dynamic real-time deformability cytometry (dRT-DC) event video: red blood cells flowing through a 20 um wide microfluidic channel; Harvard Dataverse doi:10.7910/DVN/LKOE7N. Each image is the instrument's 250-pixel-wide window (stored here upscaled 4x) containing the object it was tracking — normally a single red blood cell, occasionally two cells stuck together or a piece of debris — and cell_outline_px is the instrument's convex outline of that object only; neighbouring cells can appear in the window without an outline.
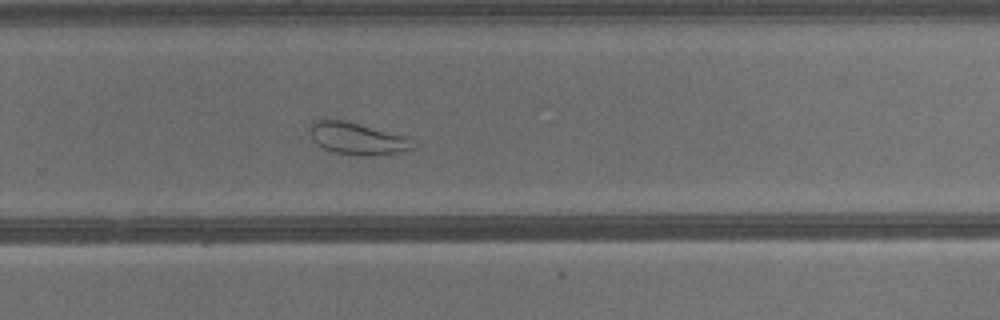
{"species": "common noctule bat (a hibernating species)", "species_latin": "Nyctalus noctula", "temperature_condition": "warm", "stored_images_in_passage": 31, "camera_frame_rate_fps": 3000, "um_per_image_px": 0.085, "animal": {"sex": "male", "body_mass_g": 13.3}, "frame": {"image": 1, "passage_image": 18, "time_ms": 5.667, "image_size_px": [1000, 320], "cell_outline_px": [[416, 148], [396, 152], [364, 156], [336, 152], [324, 148], [316, 144], [312, 140], [308, 128], [312, 120], [344, 120], [408, 136], [416, 140]], "centroid_in_image_um": [30.39, 11.76], "position_along_channel_um": 299.4, "area_um2": 19.36}}
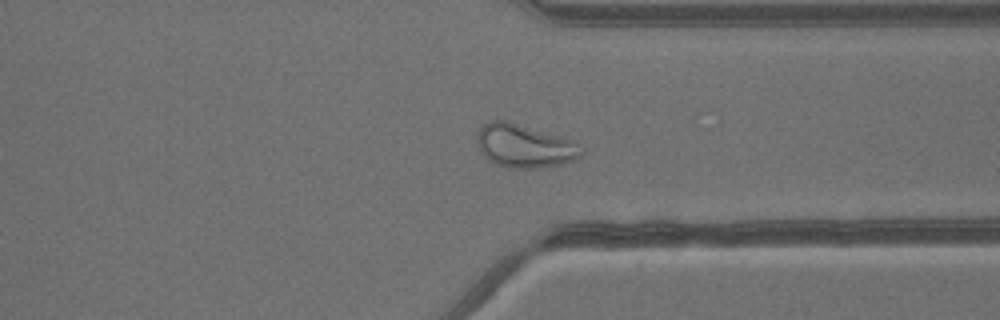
{"frame": {"image": 2, "passage_image": 22, "time_ms": 7.0, "image_size_px": [1000, 320], "cell_outline_px": [[584, 152], [580, 156], [572, 160], [560, 164], [536, 168], [512, 168], [496, 164], [488, 160], [480, 152], [476, 140], [476, 136], [480, 128], [484, 124], [492, 120], [508, 120], [572, 140], [584, 148]], "centroid_in_image_um": [44.55, 12.39], "position_along_channel_um": 366.8, "area_um2": 26.36}}